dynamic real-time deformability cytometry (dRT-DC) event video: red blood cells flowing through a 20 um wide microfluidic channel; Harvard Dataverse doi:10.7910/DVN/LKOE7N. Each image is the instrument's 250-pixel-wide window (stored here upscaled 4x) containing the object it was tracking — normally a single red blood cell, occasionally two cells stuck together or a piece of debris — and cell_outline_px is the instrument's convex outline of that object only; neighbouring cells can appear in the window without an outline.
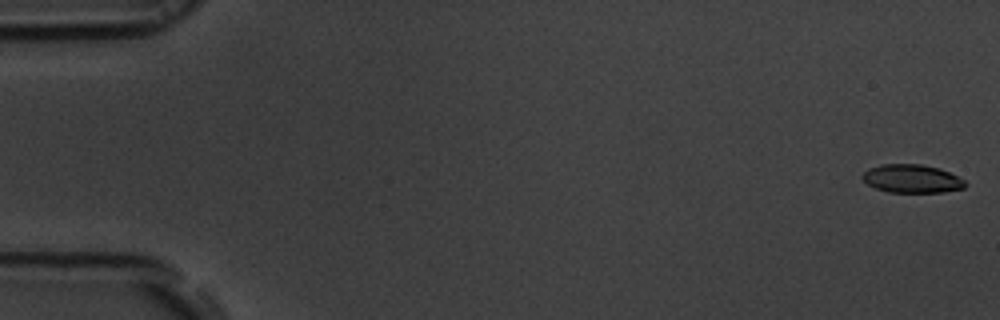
{"species": "common noctule bat (a hibernating species)", "species_latin": "Nyctalus noctula", "temperature_condition": "room temperature", "stored_images_in_passage": 52, "camera_frame_rate_fps": 3000, "um_per_image_px": 0.085, "animal": {"sex": "male", "body_mass_g": 19.5, "forearm_length_mm": 54.6}, "frame": {"image": 1, "passage_image": 1, "time_ms": 0.0, "image_size_px": [1000, 320], "cell_outline_px": [[968, 184], [964, 188], [944, 192], [888, 192], [876, 188], [868, 184], [860, 176], [868, 168], [880, 164], [920, 164], [940, 168], [964, 180]], "centroid_in_image_um": [77.5, 15.18], "position_along_channel_um": 7.5, "area_um2": 16.99}}
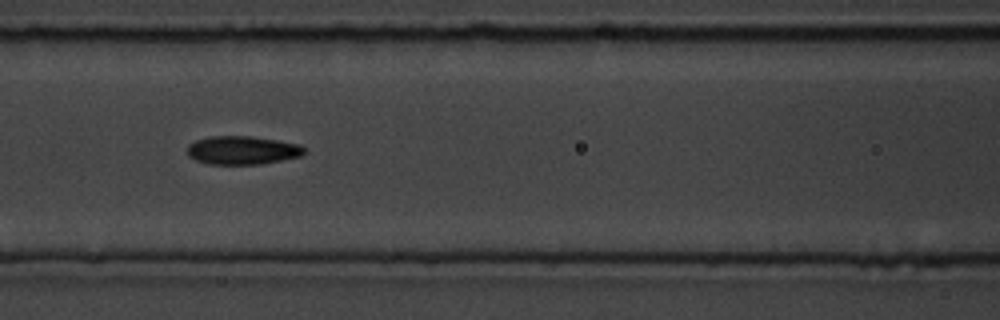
{"frame": {"image": 2, "passage_image": 24, "time_ms": 7.667, "image_size_px": [1000, 320], "cell_outline_px": [[304, 152], [300, 156], [260, 164], [208, 164], [196, 160], [188, 156], [188, 144], [196, 140], [208, 136], [252, 136], [300, 144], [304, 148]], "centroid_in_image_um": [20.56, 12.76], "position_along_channel_um": 146.0, "area_um2": 19.31}}
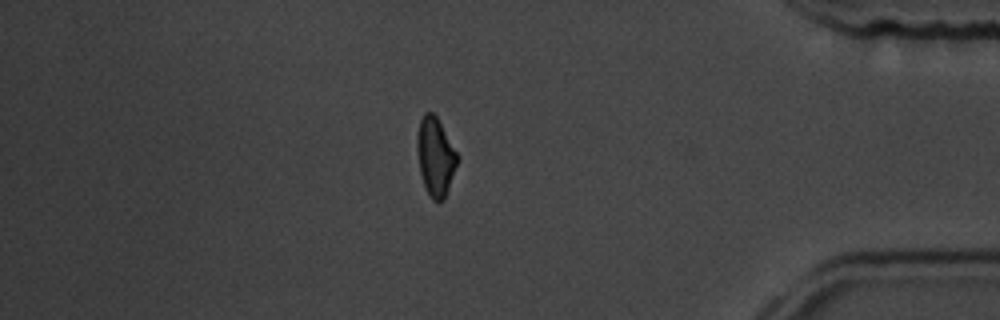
{"frame": {"image": 3, "passage_image": 47, "time_ms": 15.333, "image_size_px": [1000, 320], "cell_outline_px": [[460, 156], [444, 200], [432, 200], [424, 184], [420, 172], [416, 148], [416, 136], [420, 120], [424, 112], [432, 112], [436, 116]], "centroid_in_image_um": [37.01, 13.28], "position_along_channel_um": 398.2, "area_um2": 18.38}}